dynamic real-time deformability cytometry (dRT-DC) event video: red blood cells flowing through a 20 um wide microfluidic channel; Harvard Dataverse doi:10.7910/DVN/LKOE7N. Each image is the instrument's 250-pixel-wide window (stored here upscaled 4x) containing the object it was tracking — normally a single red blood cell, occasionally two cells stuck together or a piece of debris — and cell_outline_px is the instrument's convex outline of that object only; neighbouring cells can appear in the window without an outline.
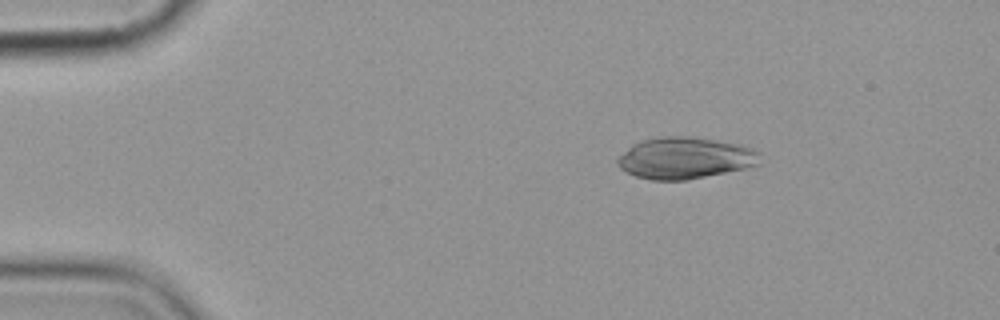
{"species": "common noctule bat (a hibernating species)", "species_latin": "Nyctalus noctula", "temperature_condition": "cold", "stored_images_in_passage": 5, "camera_frame_rate_fps": 3000, "um_per_image_px": 0.085, "animal": {"sex": "female", "body_mass_g": 19.9}, "frame": {"image": 1, "passage_image": 2, "time_ms": 2.0, "image_size_px": [1000, 320], "cell_outline_px": [[760, 164], [744, 168], [688, 180], [652, 180], [636, 176], [620, 168], [616, 164], [616, 160], [632, 144], [640, 140], [664, 136], [688, 136], [716, 140], [736, 144], [752, 148], [760, 152]], "centroid_in_image_um": [58.21, 13.43], "position_along_channel_um": 26.8, "area_um2": 34.39}}